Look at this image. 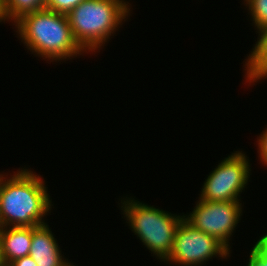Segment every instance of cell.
Instances as JSON below:
<instances>
[{
  "label": "cell",
  "mask_w": 267,
  "mask_h": 266,
  "mask_svg": "<svg viewBox=\"0 0 267 266\" xmlns=\"http://www.w3.org/2000/svg\"><path fill=\"white\" fill-rule=\"evenodd\" d=\"M14 25L26 47L43 59L59 62L84 53L72 35L66 14L45 8L23 15Z\"/></svg>",
  "instance_id": "2"
},
{
  "label": "cell",
  "mask_w": 267,
  "mask_h": 266,
  "mask_svg": "<svg viewBox=\"0 0 267 266\" xmlns=\"http://www.w3.org/2000/svg\"><path fill=\"white\" fill-rule=\"evenodd\" d=\"M247 266H267V257L254 245Z\"/></svg>",
  "instance_id": "14"
},
{
  "label": "cell",
  "mask_w": 267,
  "mask_h": 266,
  "mask_svg": "<svg viewBox=\"0 0 267 266\" xmlns=\"http://www.w3.org/2000/svg\"><path fill=\"white\" fill-rule=\"evenodd\" d=\"M46 0H5L0 5V22H16L23 15L45 9Z\"/></svg>",
  "instance_id": "11"
},
{
  "label": "cell",
  "mask_w": 267,
  "mask_h": 266,
  "mask_svg": "<svg viewBox=\"0 0 267 266\" xmlns=\"http://www.w3.org/2000/svg\"><path fill=\"white\" fill-rule=\"evenodd\" d=\"M50 230L47 223L32 227L29 255L38 266H71V262L62 257L60 247Z\"/></svg>",
  "instance_id": "8"
},
{
  "label": "cell",
  "mask_w": 267,
  "mask_h": 266,
  "mask_svg": "<svg viewBox=\"0 0 267 266\" xmlns=\"http://www.w3.org/2000/svg\"><path fill=\"white\" fill-rule=\"evenodd\" d=\"M242 213L240 201H206L199 199L192 213L184 219L193 227L215 237L229 251V238Z\"/></svg>",
  "instance_id": "7"
},
{
  "label": "cell",
  "mask_w": 267,
  "mask_h": 266,
  "mask_svg": "<svg viewBox=\"0 0 267 266\" xmlns=\"http://www.w3.org/2000/svg\"><path fill=\"white\" fill-rule=\"evenodd\" d=\"M8 266H38L30 255L12 261Z\"/></svg>",
  "instance_id": "16"
},
{
  "label": "cell",
  "mask_w": 267,
  "mask_h": 266,
  "mask_svg": "<svg viewBox=\"0 0 267 266\" xmlns=\"http://www.w3.org/2000/svg\"><path fill=\"white\" fill-rule=\"evenodd\" d=\"M259 33L258 40L252 49L246 64V82H258V80L267 78V26L257 30Z\"/></svg>",
  "instance_id": "10"
},
{
  "label": "cell",
  "mask_w": 267,
  "mask_h": 266,
  "mask_svg": "<svg viewBox=\"0 0 267 266\" xmlns=\"http://www.w3.org/2000/svg\"><path fill=\"white\" fill-rule=\"evenodd\" d=\"M255 246L267 257V234L263 235Z\"/></svg>",
  "instance_id": "17"
},
{
  "label": "cell",
  "mask_w": 267,
  "mask_h": 266,
  "mask_svg": "<svg viewBox=\"0 0 267 266\" xmlns=\"http://www.w3.org/2000/svg\"><path fill=\"white\" fill-rule=\"evenodd\" d=\"M125 200H121V210L130 230L153 256L165 261L173 249L175 232L184 215H174L132 198Z\"/></svg>",
  "instance_id": "4"
},
{
  "label": "cell",
  "mask_w": 267,
  "mask_h": 266,
  "mask_svg": "<svg viewBox=\"0 0 267 266\" xmlns=\"http://www.w3.org/2000/svg\"><path fill=\"white\" fill-rule=\"evenodd\" d=\"M249 159L241 151L226 157L205 179L200 198L206 201H241L239 196L250 178Z\"/></svg>",
  "instance_id": "6"
},
{
  "label": "cell",
  "mask_w": 267,
  "mask_h": 266,
  "mask_svg": "<svg viewBox=\"0 0 267 266\" xmlns=\"http://www.w3.org/2000/svg\"><path fill=\"white\" fill-rule=\"evenodd\" d=\"M7 178L0 174V221L2 227H37L52 201L45 182L30 169H21ZM43 219V220H42Z\"/></svg>",
  "instance_id": "1"
},
{
  "label": "cell",
  "mask_w": 267,
  "mask_h": 266,
  "mask_svg": "<svg viewBox=\"0 0 267 266\" xmlns=\"http://www.w3.org/2000/svg\"><path fill=\"white\" fill-rule=\"evenodd\" d=\"M244 3L248 6L256 29L267 26V0H244Z\"/></svg>",
  "instance_id": "12"
},
{
  "label": "cell",
  "mask_w": 267,
  "mask_h": 266,
  "mask_svg": "<svg viewBox=\"0 0 267 266\" xmlns=\"http://www.w3.org/2000/svg\"><path fill=\"white\" fill-rule=\"evenodd\" d=\"M84 0H46L45 8L57 13L68 14Z\"/></svg>",
  "instance_id": "13"
},
{
  "label": "cell",
  "mask_w": 267,
  "mask_h": 266,
  "mask_svg": "<svg viewBox=\"0 0 267 266\" xmlns=\"http://www.w3.org/2000/svg\"><path fill=\"white\" fill-rule=\"evenodd\" d=\"M31 242L32 227H1V264L8 266L12 261L29 255Z\"/></svg>",
  "instance_id": "9"
},
{
  "label": "cell",
  "mask_w": 267,
  "mask_h": 266,
  "mask_svg": "<svg viewBox=\"0 0 267 266\" xmlns=\"http://www.w3.org/2000/svg\"><path fill=\"white\" fill-rule=\"evenodd\" d=\"M230 251L215 237L193 227L184 218L177 226L173 249L164 261L182 266H201L212 257L227 258Z\"/></svg>",
  "instance_id": "5"
},
{
  "label": "cell",
  "mask_w": 267,
  "mask_h": 266,
  "mask_svg": "<svg viewBox=\"0 0 267 266\" xmlns=\"http://www.w3.org/2000/svg\"><path fill=\"white\" fill-rule=\"evenodd\" d=\"M128 4L125 0H84L74 7L67 18L79 47L85 53L99 51L130 15Z\"/></svg>",
  "instance_id": "3"
},
{
  "label": "cell",
  "mask_w": 267,
  "mask_h": 266,
  "mask_svg": "<svg viewBox=\"0 0 267 266\" xmlns=\"http://www.w3.org/2000/svg\"><path fill=\"white\" fill-rule=\"evenodd\" d=\"M258 152L260 161L267 166V128L260 134L258 138Z\"/></svg>",
  "instance_id": "15"
}]
</instances>
